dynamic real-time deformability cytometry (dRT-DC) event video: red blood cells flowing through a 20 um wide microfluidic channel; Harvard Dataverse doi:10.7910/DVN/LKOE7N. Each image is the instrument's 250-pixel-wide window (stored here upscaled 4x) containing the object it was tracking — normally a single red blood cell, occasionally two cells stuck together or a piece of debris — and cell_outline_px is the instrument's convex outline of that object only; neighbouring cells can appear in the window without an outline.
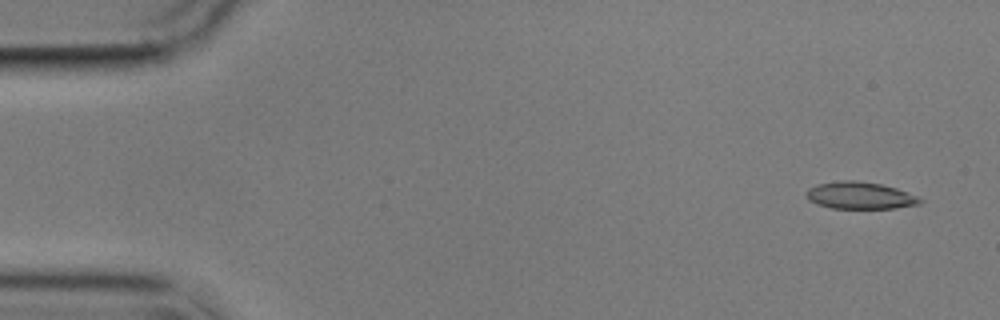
{"species": "common noctule bat (a hibernating species)", "species_latin": "Nyctalus noctula", "temperature_condition": "cold", "stored_images_in_passage": 5, "camera_frame_rate_fps": 3000, "um_per_image_px": 0.085, "animal": {"sex": "male", "body_mass_g": 17.9}, "frame": {"image": 1, "passage_image": 1, "time_ms": 0.0, "image_size_px": [1000, 320], "cell_outline_px": [[924, 200], [920, 204], [896, 208], [832, 208], [816, 204], [808, 200], [808, 188], [816, 184], [844, 180], [852, 180], [880, 184], [896, 188], [916, 196]], "centroid_in_image_um": [73.1, 16.62], "position_along_channel_um": 11.9, "area_um2": 17.74}}
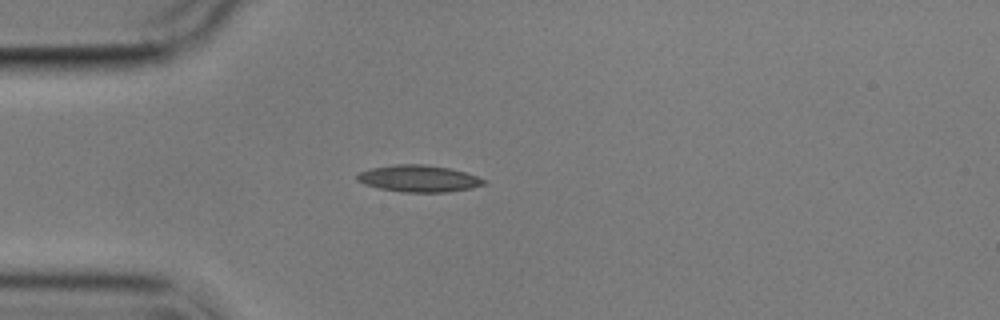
{"frame": {"image": 2, "passage_image": 4, "time_ms": 4.0, "image_size_px": [1000, 320], "cell_outline_px": [[488, 184], [472, 188], [444, 192], [404, 192], [380, 188], [364, 184], [356, 180], [356, 176], [360, 172], [372, 168], [396, 164], [424, 164], [448, 168], [464, 172], [488, 180]], "centroid_in_image_um": [35.62, 15.18], "position_along_channel_um": 49.4, "area_um2": 19.71}}